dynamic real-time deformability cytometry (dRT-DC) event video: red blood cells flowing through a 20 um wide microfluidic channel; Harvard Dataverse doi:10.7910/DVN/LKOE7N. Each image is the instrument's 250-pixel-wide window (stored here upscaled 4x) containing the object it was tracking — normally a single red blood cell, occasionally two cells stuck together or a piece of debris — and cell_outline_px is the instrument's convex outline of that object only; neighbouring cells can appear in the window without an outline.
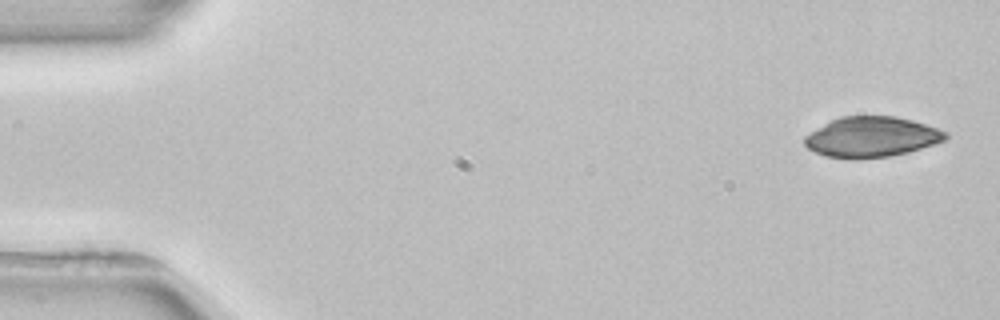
{"species": "common noctule bat (a hibernating species)", "species_latin": "Nyctalus noctula", "temperature_condition": "room temperature", "stored_images_in_passage": 4, "camera_frame_rate_fps": 3000, "um_per_image_px": 0.085, "animal": {"sex": "female", "body_mass_g": 22.7, "forearm_length_mm": 54.2}, "frame": {"image": 1, "passage_image": 1, "time_ms": 0.0, "image_size_px": [1000, 320], "cell_outline_px": [[948, 136], [944, 140], [908, 152], [892, 156], [824, 156], [808, 148], [804, 144], [804, 136], [824, 124], [840, 116], [896, 116], [912, 120], [948, 132]], "centroid_in_image_um": [74.09, 11.6], "position_along_channel_um": 10.9, "area_um2": 32.19}}